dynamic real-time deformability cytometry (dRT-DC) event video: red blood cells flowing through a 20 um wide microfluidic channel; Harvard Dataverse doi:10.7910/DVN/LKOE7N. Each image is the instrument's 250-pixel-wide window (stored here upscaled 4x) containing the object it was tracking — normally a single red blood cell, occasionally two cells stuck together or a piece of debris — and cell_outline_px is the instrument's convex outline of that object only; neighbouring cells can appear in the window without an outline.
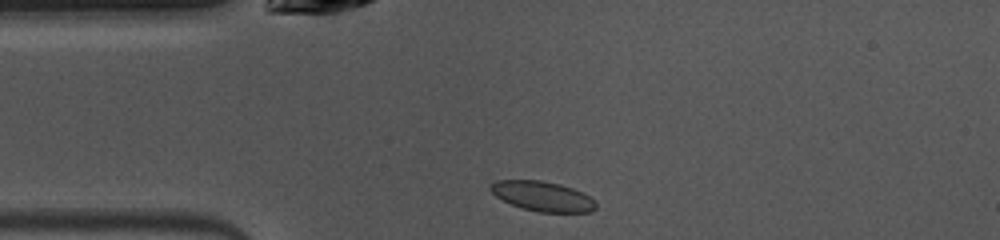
{"species": "common noctule bat (a hibernating species)", "species_latin": "Nyctalus noctula", "temperature_condition": "warm", "stored_images_in_passage": 39, "camera_frame_rate_fps": 3000, "um_per_image_px": 0.085, "animal": {"sex": "female", "body_mass_g": 10.0, "forearm_length_mm": 53.1}, "frame": {"image": 1, "passage_image": 1, "time_ms": 0.0, "image_size_px": [1000, 240], "cell_outline_px": [[596, 208], [592, 212], [540, 212], [524, 208], [512, 204], [496, 196], [488, 188], [488, 184], [496, 180], [540, 180], [560, 184], [572, 188], [596, 200]], "centroid_in_image_um": [46.11, 16.67], "position_along_channel_um": 38.9, "area_um2": 18.26}}
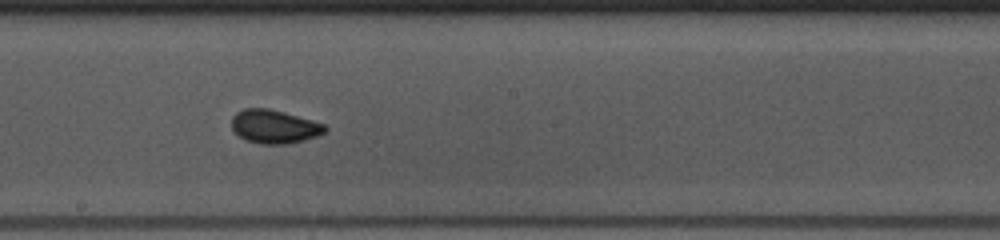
{"frame": {"image": 2, "passage_image": 16, "time_ms": 5.0, "image_size_px": [1000, 240], "cell_outline_px": [[328, 128], [324, 132], [316, 136], [304, 140], [288, 144], [260, 144], [244, 140], [232, 128], [232, 116], [236, 112], [244, 108], [268, 108], [284, 112], [312, 120], [324, 124]], "centroid_in_image_um": [23.3, 10.76], "position_along_channel_um": 224.9, "area_um2": 18.26}}
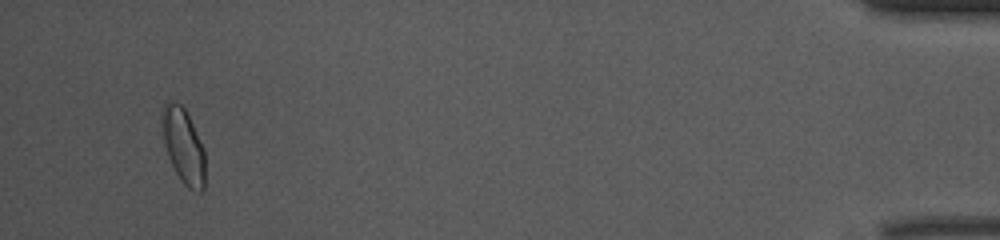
{"frame": {"image": 3, "passage_image": 37, "time_ms": 12.0, "image_size_px": [1000, 240], "cell_outline_px": [[204, 188], [200, 192], [196, 192], [188, 188], [180, 180], [168, 156], [164, 144], [160, 116], [164, 104], [168, 100], [180, 104], [184, 108], [204, 148]], "centroid_in_image_um": [15.57, 12.4], "position_along_channel_um": 419.6, "area_um2": 18.79}, "authors_computed_cell_mechanics": {"area_um2": 17.8602, "velocity_mm_per_s": 3.999, "shape_relaxation_time_tau1_ms": 3.426, "shape_relaxation_time_tau2_ms": 0.9466, "deformation_change_tau1": 0.0953, "deformation_change_tau2": 0.0505}}